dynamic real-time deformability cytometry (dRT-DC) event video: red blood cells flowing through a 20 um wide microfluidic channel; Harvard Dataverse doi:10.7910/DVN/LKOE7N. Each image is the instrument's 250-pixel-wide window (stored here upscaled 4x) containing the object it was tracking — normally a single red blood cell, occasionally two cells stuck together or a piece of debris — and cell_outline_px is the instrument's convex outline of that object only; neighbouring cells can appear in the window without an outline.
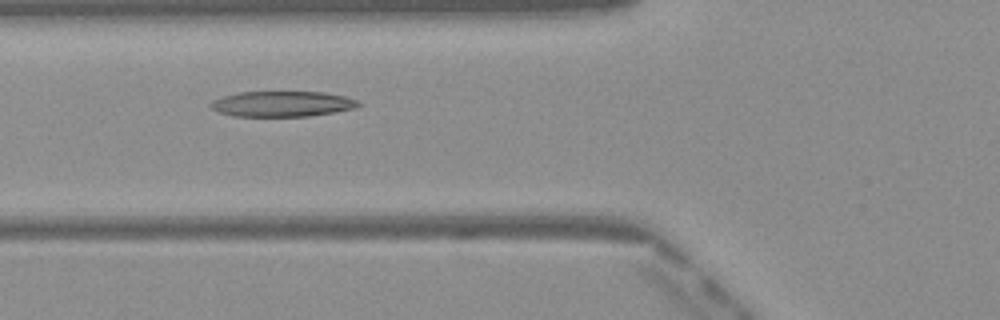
{"species": "Egyptian fruit bat (a non-hibernating species)", "species_latin": "Rousettus aegyptiacus", "temperature_condition": "warm", "stored_images_in_passage": 45, "camera_frame_rate_fps": 3000, "um_per_image_px": 0.085, "frame": {"image": 1, "passage_image": 14, "time_ms": 4.333, "image_size_px": [1000, 320], "cell_outline_px": [[360, 104], [356, 108], [308, 116], [232, 116], [216, 112], [208, 104], [212, 100], [224, 96], [240, 92], [324, 92], [344, 96], [356, 100]], "centroid_in_image_um": [23.93, 8.83], "position_along_channel_um": 101.9, "area_um2": 21.85}}
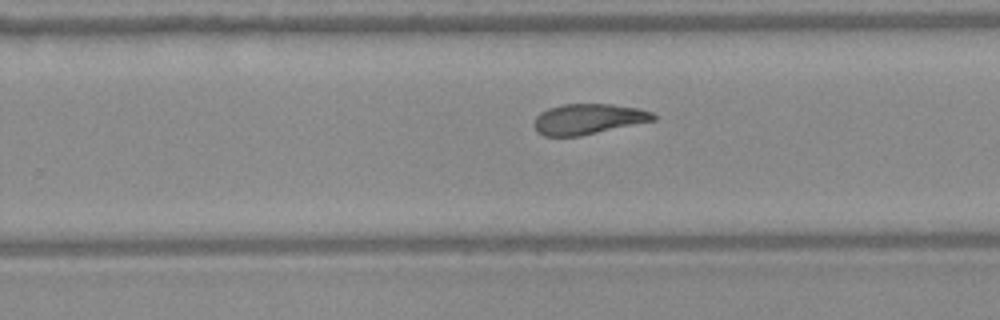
{"frame": {"image": 2, "passage_image": 27, "time_ms": 8.667, "image_size_px": [1000, 320], "cell_outline_px": [[656, 120], [580, 136], [544, 136], [536, 132], [532, 124], [536, 116], [540, 112], [548, 108], [564, 104], [612, 104], [640, 108], [652, 112], [656, 116]], "centroid_in_image_um": [49.98, 10.12], "position_along_channel_um": 279.8, "area_um2": 21.39}}
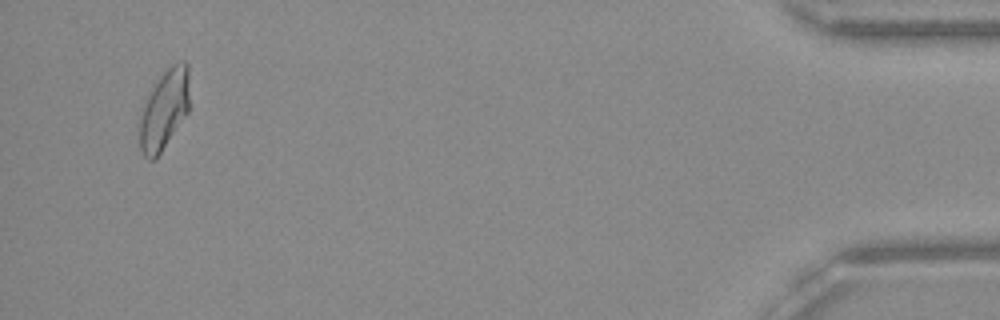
{"frame": {"image": 3, "passage_image": 43, "time_ms": 14.0, "image_size_px": [1000, 320], "cell_outline_px": [[188, 112], [156, 160], [148, 160], [144, 156], [140, 148], [140, 112], [152, 88], [160, 76], [172, 64], [184, 60], [188, 64]], "centroid_in_image_um": [13.95, 9.35], "position_along_channel_um": 421.2, "area_um2": 23.0}, "authors_computed_cell_mechanics": {"area_um2": 22.253, "velocity_mm_per_s": 4.1049, "shape_relaxation_time_tau1_ms": null, "shape_relaxation_time_tau2_ms": 3.6832, "deformation_change_tau1": null, "deformation_change_tau2": 0.1187}}